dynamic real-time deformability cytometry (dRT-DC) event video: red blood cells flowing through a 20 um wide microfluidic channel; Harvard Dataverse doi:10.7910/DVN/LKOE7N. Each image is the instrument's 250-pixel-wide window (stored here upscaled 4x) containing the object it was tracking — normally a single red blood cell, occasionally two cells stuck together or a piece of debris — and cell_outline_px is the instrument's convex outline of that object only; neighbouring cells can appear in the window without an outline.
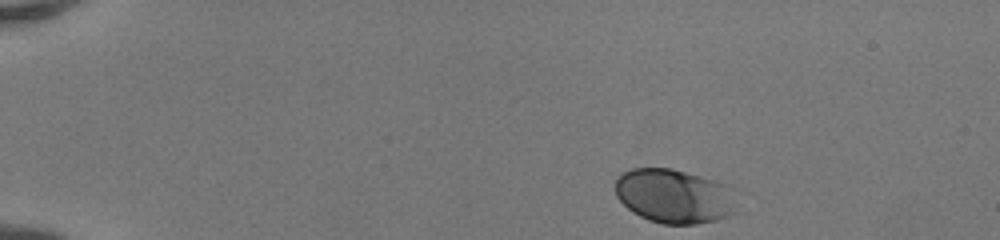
{"species": "human", "species_latin": "Homo sapiens", "temperature_condition": "room temperature", "stored_images_in_passage": 43, "camera_frame_rate_fps": 3000, "um_per_image_px": 0.085, "donor": {"sex": "female"}, "frame": {"image": 1, "passage_image": 1, "time_ms": 0.0, "image_size_px": [1000, 240], "cell_outline_px": [[736, 212], [728, 216], [716, 220], [696, 224], [664, 224], [648, 220], [632, 212], [616, 196], [616, 176], [620, 172], [632, 168], [672, 168], [732, 184], [736, 188]], "centroid_in_image_um": [57.37, 16.65], "position_along_channel_um": 27.6, "area_um2": 39.36}}
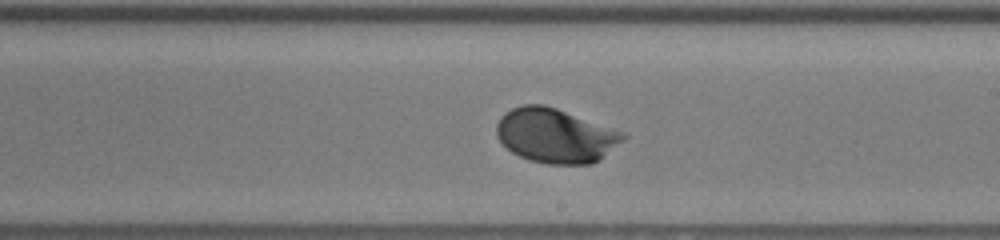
{"frame": {"image": 2, "passage_image": 24, "time_ms": 7.667, "image_size_px": [1000, 240], "cell_outline_px": [[628, 136], [624, 140], [600, 160], [592, 164], [548, 164], [528, 160], [512, 152], [496, 136], [496, 124], [500, 116], [504, 112], [512, 108], [524, 104], [544, 104], [556, 108], [624, 132]], "centroid_in_image_um": [47.21, 11.53], "position_along_channel_um": 241.8, "area_um2": 40.23}}
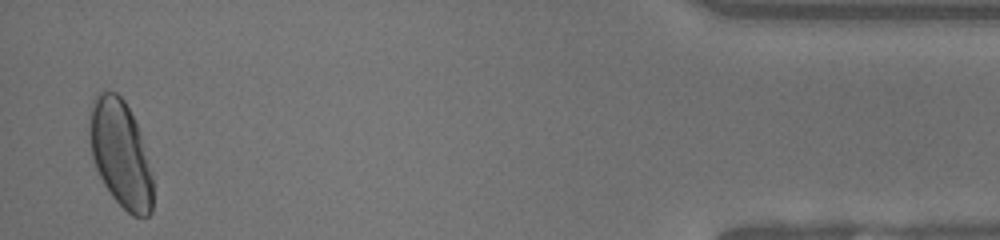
{"frame": {"image": 3, "passage_image": 42, "time_ms": 13.667, "image_size_px": [1000, 240], "cell_outline_px": [[152, 212], [148, 216], [132, 216], [112, 196], [104, 184], [96, 168], [92, 156], [88, 132], [88, 124], [92, 100], [96, 92], [116, 92], [124, 100], [140, 132], [152, 172]], "centroid_in_image_um": [10.23, 13.05], "position_along_channel_um": 425.0, "area_um2": 39.48}, "authors_computed_cell_mechanics": {"area_um2": 38.7838, "velocity_mm_per_s": 4.1533, "shape_relaxation_time_tau1_ms": 1.7931, "shape_relaxation_time_tau2_ms": null, "deformation_change_tau1": 0.1227, "deformation_change_tau2": null}}